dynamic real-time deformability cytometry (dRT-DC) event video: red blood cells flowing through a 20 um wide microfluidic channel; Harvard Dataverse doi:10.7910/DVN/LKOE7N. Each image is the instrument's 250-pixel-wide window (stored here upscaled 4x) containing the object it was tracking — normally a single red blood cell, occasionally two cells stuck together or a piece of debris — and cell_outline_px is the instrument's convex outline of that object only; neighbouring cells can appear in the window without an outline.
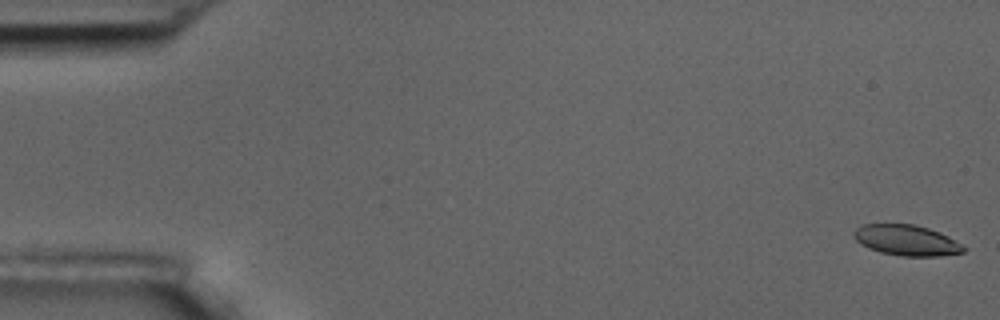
{"species": "common noctule bat (a hibernating species)", "species_latin": "Nyctalus noctula", "temperature_condition": "room temperature", "stored_images_in_passage": 7, "camera_frame_rate_fps": 3000, "um_per_image_px": 0.085, "animal": {"sex": "male", "body_mass_g": 17.5, "forearm_length_mm": 52.3}, "frame": {"image": 1, "passage_image": 1, "time_ms": 0.0, "image_size_px": [1000, 320], "cell_outline_px": [[968, 248], [964, 252], [940, 256], [900, 256], [880, 252], [868, 248], [860, 244], [856, 240], [852, 232], [856, 228], [864, 224], [912, 224], [928, 228], [940, 232], [948, 236]], "centroid_in_image_um": [77.06, 20.43], "position_along_channel_um": 7.9, "area_um2": 19.71}}
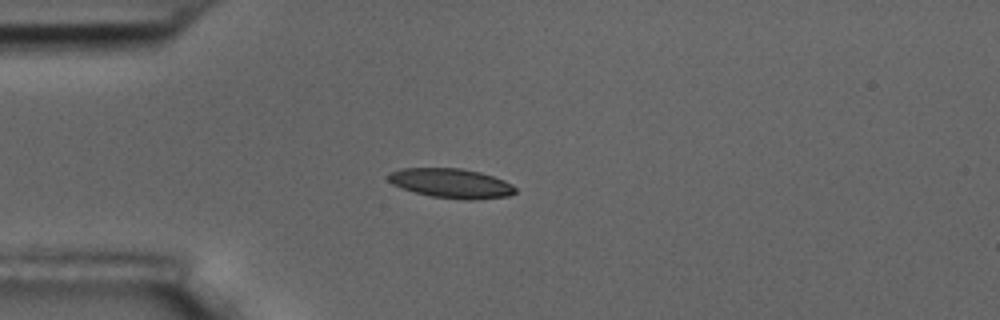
{"frame": {"image": 2, "passage_image": 5, "time_ms": 4.667, "image_size_px": [1000, 320], "cell_outline_px": [[516, 192], [508, 196], [476, 200], [464, 200], [432, 196], [416, 192], [392, 184], [388, 180], [388, 176], [392, 172], [400, 168], [460, 168], [480, 172], [504, 180], [512, 184], [516, 188]], "centroid_in_image_um": [38.39, 15.58], "position_along_channel_um": 46.6, "area_um2": 21.73}}
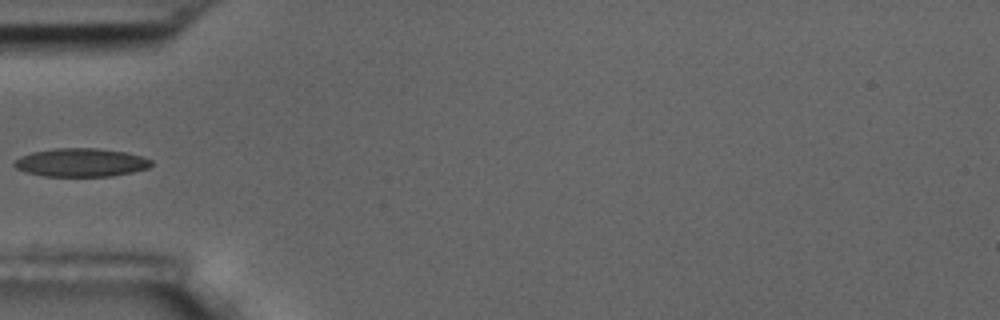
{"frame": {"image": 3, "passage_image": 6, "time_ms": 6.0, "image_size_px": [1000, 320], "cell_outline_px": [[152, 164], [148, 168], [132, 172], [112, 176], [44, 176], [28, 172], [16, 168], [12, 164], [12, 160], [20, 156], [32, 152], [56, 148], [96, 148], [124, 152], [144, 156], [152, 160]], "centroid_in_image_um": [6.87, 13.81], "position_along_channel_um": 78.1, "area_um2": 22.72}}